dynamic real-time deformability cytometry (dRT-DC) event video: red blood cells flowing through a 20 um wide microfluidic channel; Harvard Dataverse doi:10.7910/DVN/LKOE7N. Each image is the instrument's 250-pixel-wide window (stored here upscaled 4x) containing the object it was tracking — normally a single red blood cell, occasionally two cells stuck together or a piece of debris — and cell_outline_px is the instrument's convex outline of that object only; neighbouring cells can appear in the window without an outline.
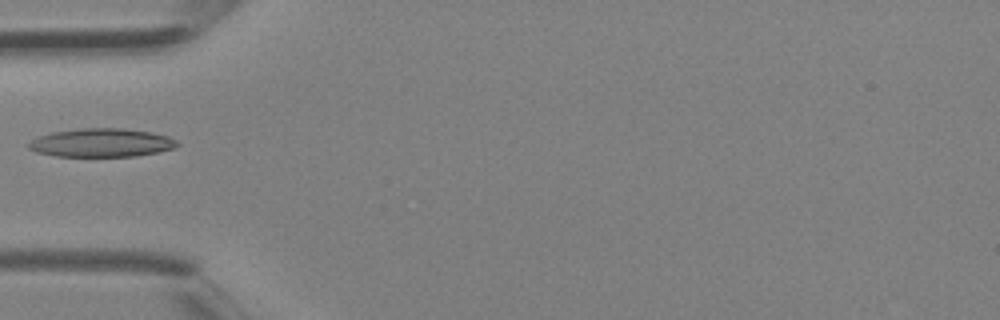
{"species": "Egyptian fruit bat (a non-hibernating species)", "species_latin": "Rousettus aegyptiacus", "temperature_condition": "room temperature", "stored_images_in_passage": 1, "camera_frame_rate_fps": 3000, "um_per_image_px": 0.085, "animal": {"sex": "female"}, "frame": {"image": 1, "passage_image": 1, "time_ms": 0.0, "image_size_px": [1000, 320], "cell_outline_px": [[180, 144], [176, 148], [160, 152], [136, 156], [56, 156], [36, 152], [28, 148], [28, 144], [32, 140], [40, 136], [52, 132], [80, 128], [124, 128], [152, 132], [168, 136], [176, 140]], "centroid_in_image_um": [8.68, 12.13], "position_along_channel_um": 76.3, "area_um2": 24.8}}